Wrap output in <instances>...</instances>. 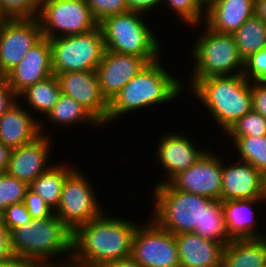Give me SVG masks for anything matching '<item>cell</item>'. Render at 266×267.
<instances>
[{"label": "cell", "mask_w": 266, "mask_h": 267, "mask_svg": "<svg viewBox=\"0 0 266 267\" xmlns=\"http://www.w3.org/2000/svg\"><path fill=\"white\" fill-rule=\"evenodd\" d=\"M243 76L248 81L266 82V49L253 53L244 60Z\"/></svg>", "instance_id": "d590c367"}, {"label": "cell", "mask_w": 266, "mask_h": 267, "mask_svg": "<svg viewBox=\"0 0 266 267\" xmlns=\"http://www.w3.org/2000/svg\"><path fill=\"white\" fill-rule=\"evenodd\" d=\"M205 7H207L213 0H199Z\"/></svg>", "instance_id": "f907efd6"}, {"label": "cell", "mask_w": 266, "mask_h": 267, "mask_svg": "<svg viewBox=\"0 0 266 267\" xmlns=\"http://www.w3.org/2000/svg\"><path fill=\"white\" fill-rule=\"evenodd\" d=\"M61 94L57 77L52 75L43 81L27 87L17 96V100L19 102L20 100L25 101L31 110L33 109L37 114L40 113V115L43 114L46 117L57 103Z\"/></svg>", "instance_id": "4316f807"}, {"label": "cell", "mask_w": 266, "mask_h": 267, "mask_svg": "<svg viewBox=\"0 0 266 267\" xmlns=\"http://www.w3.org/2000/svg\"><path fill=\"white\" fill-rule=\"evenodd\" d=\"M108 215L107 210L103 211L72 231L71 261L96 267L103 262L130 257L134 232L139 223Z\"/></svg>", "instance_id": "6da1fadb"}, {"label": "cell", "mask_w": 266, "mask_h": 267, "mask_svg": "<svg viewBox=\"0 0 266 267\" xmlns=\"http://www.w3.org/2000/svg\"><path fill=\"white\" fill-rule=\"evenodd\" d=\"M266 262V237L231 240L224 248L222 267H262Z\"/></svg>", "instance_id": "cb8c5ba5"}, {"label": "cell", "mask_w": 266, "mask_h": 267, "mask_svg": "<svg viewBox=\"0 0 266 267\" xmlns=\"http://www.w3.org/2000/svg\"><path fill=\"white\" fill-rule=\"evenodd\" d=\"M71 239L72 231L55 214L10 231L11 249L19 261L62 263L60 255H67L63 262L71 261Z\"/></svg>", "instance_id": "277c9868"}, {"label": "cell", "mask_w": 266, "mask_h": 267, "mask_svg": "<svg viewBox=\"0 0 266 267\" xmlns=\"http://www.w3.org/2000/svg\"><path fill=\"white\" fill-rule=\"evenodd\" d=\"M240 161L250 163L261 174L266 172V136H228Z\"/></svg>", "instance_id": "f1b7e54d"}, {"label": "cell", "mask_w": 266, "mask_h": 267, "mask_svg": "<svg viewBox=\"0 0 266 267\" xmlns=\"http://www.w3.org/2000/svg\"><path fill=\"white\" fill-rule=\"evenodd\" d=\"M254 15L266 20V0H255Z\"/></svg>", "instance_id": "f6af8a7d"}, {"label": "cell", "mask_w": 266, "mask_h": 267, "mask_svg": "<svg viewBox=\"0 0 266 267\" xmlns=\"http://www.w3.org/2000/svg\"><path fill=\"white\" fill-rule=\"evenodd\" d=\"M184 131L180 133H164L158 139V147L155 158L159 161L166 179L160 180L156 185L167 183L177 173L194 165L199 158L208 150L199 148L196 143L185 136Z\"/></svg>", "instance_id": "9a60e30c"}, {"label": "cell", "mask_w": 266, "mask_h": 267, "mask_svg": "<svg viewBox=\"0 0 266 267\" xmlns=\"http://www.w3.org/2000/svg\"><path fill=\"white\" fill-rule=\"evenodd\" d=\"M183 84L182 80L167 71L161 60L149 63L109 103L106 124L130 112L173 102L182 95Z\"/></svg>", "instance_id": "7a4b0ae2"}, {"label": "cell", "mask_w": 266, "mask_h": 267, "mask_svg": "<svg viewBox=\"0 0 266 267\" xmlns=\"http://www.w3.org/2000/svg\"><path fill=\"white\" fill-rule=\"evenodd\" d=\"M255 0H213L206 7L205 24L219 33L233 34L254 15Z\"/></svg>", "instance_id": "44dd1931"}, {"label": "cell", "mask_w": 266, "mask_h": 267, "mask_svg": "<svg viewBox=\"0 0 266 267\" xmlns=\"http://www.w3.org/2000/svg\"><path fill=\"white\" fill-rule=\"evenodd\" d=\"M261 201L260 198L222 201L227 232L232 240L266 237L258 230L256 209L252 207Z\"/></svg>", "instance_id": "603a6c76"}, {"label": "cell", "mask_w": 266, "mask_h": 267, "mask_svg": "<svg viewBox=\"0 0 266 267\" xmlns=\"http://www.w3.org/2000/svg\"><path fill=\"white\" fill-rule=\"evenodd\" d=\"M24 204L32 219L48 218L54 214V210L44 199L29 188L25 193Z\"/></svg>", "instance_id": "74e56055"}, {"label": "cell", "mask_w": 266, "mask_h": 267, "mask_svg": "<svg viewBox=\"0 0 266 267\" xmlns=\"http://www.w3.org/2000/svg\"><path fill=\"white\" fill-rule=\"evenodd\" d=\"M0 216L9 232L29 223L32 219L24 202L10 205Z\"/></svg>", "instance_id": "8d00e7d4"}, {"label": "cell", "mask_w": 266, "mask_h": 267, "mask_svg": "<svg viewBox=\"0 0 266 267\" xmlns=\"http://www.w3.org/2000/svg\"><path fill=\"white\" fill-rule=\"evenodd\" d=\"M262 202H266V172L262 174V186H261V197Z\"/></svg>", "instance_id": "7dc6e473"}, {"label": "cell", "mask_w": 266, "mask_h": 267, "mask_svg": "<svg viewBox=\"0 0 266 267\" xmlns=\"http://www.w3.org/2000/svg\"><path fill=\"white\" fill-rule=\"evenodd\" d=\"M70 166V167H69ZM76 169L68 165L53 164L48 170L39 175L28 188L37 193L44 201L55 210L61 198V192L65 179Z\"/></svg>", "instance_id": "484cf974"}, {"label": "cell", "mask_w": 266, "mask_h": 267, "mask_svg": "<svg viewBox=\"0 0 266 267\" xmlns=\"http://www.w3.org/2000/svg\"><path fill=\"white\" fill-rule=\"evenodd\" d=\"M52 141L49 135L40 134L33 141L11 149L6 173L29 185L53 165L49 164Z\"/></svg>", "instance_id": "e0dca14e"}, {"label": "cell", "mask_w": 266, "mask_h": 267, "mask_svg": "<svg viewBox=\"0 0 266 267\" xmlns=\"http://www.w3.org/2000/svg\"><path fill=\"white\" fill-rule=\"evenodd\" d=\"M42 38L37 17L5 19L0 24V76L17 66Z\"/></svg>", "instance_id": "7c38bea8"}, {"label": "cell", "mask_w": 266, "mask_h": 267, "mask_svg": "<svg viewBox=\"0 0 266 267\" xmlns=\"http://www.w3.org/2000/svg\"><path fill=\"white\" fill-rule=\"evenodd\" d=\"M49 42L55 76L65 72L96 71L105 51L99 25L89 32L57 37Z\"/></svg>", "instance_id": "ba28073f"}, {"label": "cell", "mask_w": 266, "mask_h": 267, "mask_svg": "<svg viewBox=\"0 0 266 267\" xmlns=\"http://www.w3.org/2000/svg\"><path fill=\"white\" fill-rule=\"evenodd\" d=\"M189 89L201 106L207 108L213 122L225 134L234 123L253 110L251 81L243 74L210 76L190 80Z\"/></svg>", "instance_id": "3957f363"}, {"label": "cell", "mask_w": 266, "mask_h": 267, "mask_svg": "<svg viewBox=\"0 0 266 267\" xmlns=\"http://www.w3.org/2000/svg\"><path fill=\"white\" fill-rule=\"evenodd\" d=\"M192 47L194 68L190 80H201L210 76L243 74L244 60L240 56L232 34L219 33L204 24ZM237 71V72H236Z\"/></svg>", "instance_id": "52a82bcc"}, {"label": "cell", "mask_w": 266, "mask_h": 267, "mask_svg": "<svg viewBox=\"0 0 266 267\" xmlns=\"http://www.w3.org/2000/svg\"><path fill=\"white\" fill-rule=\"evenodd\" d=\"M251 99L253 111L266 118V82L251 81Z\"/></svg>", "instance_id": "f35d334b"}, {"label": "cell", "mask_w": 266, "mask_h": 267, "mask_svg": "<svg viewBox=\"0 0 266 267\" xmlns=\"http://www.w3.org/2000/svg\"><path fill=\"white\" fill-rule=\"evenodd\" d=\"M37 19L43 37L49 40L86 33L98 26L85 0H42Z\"/></svg>", "instance_id": "9c48e42d"}, {"label": "cell", "mask_w": 266, "mask_h": 267, "mask_svg": "<svg viewBox=\"0 0 266 267\" xmlns=\"http://www.w3.org/2000/svg\"><path fill=\"white\" fill-rule=\"evenodd\" d=\"M142 18V14L127 11L101 21L98 25L103 34L105 50L136 55L148 64L157 61L164 51L161 50L162 43Z\"/></svg>", "instance_id": "5b68a950"}, {"label": "cell", "mask_w": 266, "mask_h": 267, "mask_svg": "<svg viewBox=\"0 0 266 267\" xmlns=\"http://www.w3.org/2000/svg\"><path fill=\"white\" fill-rule=\"evenodd\" d=\"M6 18L3 16L0 10V24L5 20Z\"/></svg>", "instance_id": "816d5d0a"}, {"label": "cell", "mask_w": 266, "mask_h": 267, "mask_svg": "<svg viewBox=\"0 0 266 267\" xmlns=\"http://www.w3.org/2000/svg\"><path fill=\"white\" fill-rule=\"evenodd\" d=\"M168 183L176 190L220 200L222 156L207 150L194 165L177 173Z\"/></svg>", "instance_id": "4fadbf2b"}, {"label": "cell", "mask_w": 266, "mask_h": 267, "mask_svg": "<svg viewBox=\"0 0 266 267\" xmlns=\"http://www.w3.org/2000/svg\"><path fill=\"white\" fill-rule=\"evenodd\" d=\"M17 265H18V260L15 259L14 261H12L10 263L0 264V267H17Z\"/></svg>", "instance_id": "681fc988"}, {"label": "cell", "mask_w": 266, "mask_h": 267, "mask_svg": "<svg viewBox=\"0 0 266 267\" xmlns=\"http://www.w3.org/2000/svg\"><path fill=\"white\" fill-rule=\"evenodd\" d=\"M10 153L11 149L0 141V174L6 172Z\"/></svg>", "instance_id": "ee69618b"}, {"label": "cell", "mask_w": 266, "mask_h": 267, "mask_svg": "<svg viewBox=\"0 0 266 267\" xmlns=\"http://www.w3.org/2000/svg\"><path fill=\"white\" fill-rule=\"evenodd\" d=\"M261 186L262 174L250 163L225 164L222 158L221 201L260 198Z\"/></svg>", "instance_id": "d6986e66"}, {"label": "cell", "mask_w": 266, "mask_h": 267, "mask_svg": "<svg viewBox=\"0 0 266 267\" xmlns=\"http://www.w3.org/2000/svg\"><path fill=\"white\" fill-rule=\"evenodd\" d=\"M17 267H55L54 262L19 261Z\"/></svg>", "instance_id": "bcb514c9"}, {"label": "cell", "mask_w": 266, "mask_h": 267, "mask_svg": "<svg viewBox=\"0 0 266 267\" xmlns=\"http://www.w3.org/2000/svg\"><path fill=\"white\" fill-rule=\"evenodd\" d=\"M17 98L5 76H0V118L18 101Z\"/></svg>", "instance_id": "60d3db41"}, {"label": "cell", "mask_w": 266, "mask_h": 267, "mask_svg": "<svg viewBox=\"0 0 266 267\" xmlns=\"http://www.w3.org/2000/svg\"><path fill=\"white\" fill-rule=\"evenodd\" d=\"M47 119H42L40 121V133L43 135H48L50 133H44L46 130L43 129V126H45V123L47 121H50L49 123L55 126L59 125L60 127L63 126L64 129L65 126L71 127L77 124L85 125L90 124L93 127L100 125V123L87 111L85 110L77 101L72 99L71 97H68L64 94H61L59 96V99L57 103L54 105L52 110L47 114ZM49 119V120H48Z\"/></svg>", "instance_id": "d4e9b609"}, {"label": "cell", "mask_w": 266, "mask_h": 267, "mask_svg": "<svg viewBox=\"0 0 266 267\" xmlns=\"http://www.w3.org/2000/svg\"><path fill=\"white\" fill-rule=\"evenodd\" d=\"M227 136H266V118L261 114L250 111L238 119L224 134Z\"/></svg>", "instance_id": "d6a6232c"}, {"label": "cell", "mask_w": 266, "mask_h": 267, "mask_svg": "<svg viewBox=\"0 0 266 267\" xmlns=\"http://www.w3.org/2000/svg\"><path fill=\"white\" fill-rule=\"evenodd\" d=\"M42 0H0V10L6 19L38 16Z\"/></svg>", "instance_id": "836d02e7"}, {"label": "cell", "mask_w": 266, "mask_h": 267, "mask_svg": "<svg viewBox=\"0 0 266 267\" xmlns=\"http://www.w3.org/2000/svg\"><path fill=\"white\" fill-rule=\"evenodd\" d=\"M55 267H87V266H83V265L74 263L73 261H67V262H63V263L55 262Z\"/></svg>", "instance_id": "c3c4849f"}, {"label": "cell", "mask_w": 266, "mask_h": 267, "mask_svg": "<svg viewBox=\"0 0 266 267\" xmlns=\"http://www.w3.org/2000/svg\"><path fill=\"white\" fill-rule=\"evenodd\" d=\"M85 2L98 24L109 16L128 11L125 0H85Z\"/></svg>", "instance_id": "e575fe53"}, {"label": "cell", "mask_w": 266, "mask_h": 267, "mask_svg": "<svg viewBox=\"0 0 266 267\" xmlns=\"http://www.w3.org/2000/svg\"><path fill=\"white\" fill-rule=\"evenodd\" d=\"M163 0H125L128 11L139 14H147L149 11L157 10L156 7L162 5Z\"/></svg>", "instance_id": "b9f144b4"}, {"label": "cell", "mask_w": 266, "mask_h": 267, "mask_svg": "<svg viewBox=\"0 0 266 267\" xmlns=\"http://www.w3.org/2000/svg\"><path fill=\"white\" fill-rule=\"evenodd\" d=\"M28 184L6 172L0 174V215L10 205L24 202Z\"/></svg>", "instance_id": "1f68e13d"}, {"label": "cell", "mask_w": 266, "mask_h": 267, "mask_svg": "<svg viewBox=\"0 0 266 267\" xmlns=\"http://www.w3.org/2000/svg\"><path fill=\"white\" fill-rule=\"evenodd\" d=\"M52 75L54 74L51 45L49 39L43 37L27 52L20 63L5 75V78L18 96L27 87Z\"/></svg>", "instance_id": "ac0fdd59"}, {"label": "cell", "mask_w": 266, "mask_h": 267, "mask_svg": "<svg viewBox=\"0 0 266 267\" xmlns=\"http://www.w3.org/2000/svg\"><path fill=\"white\" fill-rule=\"evenodd\" d=\"M96 267H141L134 259L131 257L115 260V261H107L101 264H98Z\"/></svg>", "instance_id": "7bdbcfd3"}, {"label": "cell", "mask_w": 266, "mask_h": 267, "mask_svg": "<svg viewBox=\"0 0 266 267\" xmlns=\"http://www.w3.org/2000/svg\"><path fill=\"white\" fill-rule=\"evenodd\" d=\"M144 222L134 232L130 257L141 267H180L175 236L152 217Z\"/></svg>", "instance_id": "8fae6325"}, {"label": "cell", "mask_w": 266, "mask_h": 267, "mask_svg": "<svg viewBox=\"0 0 266 267\" xmlns=\"http://www.w3.org/2000/svg\"><path fill=\"white\" fill-rule=\"evenodd\" d=\"M177 242L180 267H222L225 246L198 234L179 233Z\"/></svg>", "instance_id": "ffe728a7"}, {"label": "cell", "mask_w": 266, "mask_h": 267, "mask_svg": "<svg viewBox=\"0 0 266 267\" xmlns=\"http://www.w3.org/2000/svg\"><path fill=\"white\" fill-rule=\"evenodd\" d=\"M148 63L139 56L105 50L97 67L102 96L110 103L118 92Z\"/></svg>", "instance_id": "2e32d148"}, {"label": "cell", "mask_w": 266, "mask_h": 267, "mask_svg": "<svg viewBox=\"0 0 266 267\" xmlns=\"http://www.w3.org/2000/svg\"><path fill=\"white\" fill-rule=\"evenodd\" d=\"M237 49L243 60L251 54L266 49L264 21L253 15L233 34Z\"/></svg>", "instance_id": "83f0119b"}, {"label": "cell", "mask_w": 266, "mask_h": 267, "mask_svg": "<svg viewBox=\"0 0 266 267\" xmlns=\"http://www.w3.org/2000/svg\"><path fill=\"white\" fill-rule=\"evenodd\" d=\"M203 238L218 241L226 246L232 239L227 232L221 200H211L204 209L202 231H194Z\"/></svg>", "instance_id": "f546056e"}, {"label": "cell", "mask_w": 266, "mask_h": 267, "mask_svg": "<svg viewBox=\"0 0 266 267\" xmlns=\"http://www.w3.org/2000/svg\"><path fill=\"white\" fill-rule=\"evenodd\" d=\"M21 104L17 101L0 118V141L10 149L27 144L41 134V119L35 118V114Z\"/></svg>", "instance_id": "7402d4cb"}, {"label": "cell", "mask_w": 266, "mask_h": 267, "mask_svg": "<svg viewBox=\"0 0 266 267\" xmlns=\"http://www.w3.org/2000/svg\"><path fill=\"white\" fill-rule=\"evenodd\" d=\"M151 217L173 235L202 231L204 209L211 198L174 189L168 182L153 186Z\"/></svg>", "instance_id": "8992f818"}, {"label": "cell", "mask_w": 266, "mask_h": 267, "mask_svg": "<svg viewBox=\"0 0 266 267\" xmlns=\"http://www.w3.org/2000/svg\"><path fill=\"white\" fill-rule=\"evenodd\" d=\"M56 77L62 94L77 101L101 126L106 124L109 103L102 96L96 71L65 72Z\"/></svg>", "instance_id": "5bb4252c"}, {"label": "cell", "mask_w": 266, "mask_h": 267, "mask_svg": "<svg viewBox=\"0 0 266 267\" xmlns=\"http://www.w3.org/2000/svg\"><path fill=\"white\" fill-rule=\"evenodd\" d=\"M76 168L63 184L61 198L54 214L71 230L98 217L103 206L93 184Z\"/></svg>", "instance_id": "30bf717a"}, {"label": "cell", "mask_w": 266, "mask_h": 267, "mask_svg": "<svg viewBox=\"0 0 266 267\" xmlns=\"http://www.w3.org/2000/svg\"><path fill=\"white\" fill-rule=\"evenodd\" d=\"M170 8L171 11L179 16L184 25L199 27L204 22L206 7L199 0H163V5ZM199 25V26H198Z\"/></svg>", "instance_id": "4dcf8cb0"}, {"label": "cell", "mask_w": 266, "mask_h": 267, "mask_svg": "<svg viewBox=\"0 0 266 267\" xmlns=\"http://www.w3.org/2000/svg\"><path fill=\"white\" fill-rule=\"evenodd\" d=\"M15 259L10 244V232L0 216V264L10 263Z\"/></svg>", "instance_id": "ab89813d"}]
</instances>
